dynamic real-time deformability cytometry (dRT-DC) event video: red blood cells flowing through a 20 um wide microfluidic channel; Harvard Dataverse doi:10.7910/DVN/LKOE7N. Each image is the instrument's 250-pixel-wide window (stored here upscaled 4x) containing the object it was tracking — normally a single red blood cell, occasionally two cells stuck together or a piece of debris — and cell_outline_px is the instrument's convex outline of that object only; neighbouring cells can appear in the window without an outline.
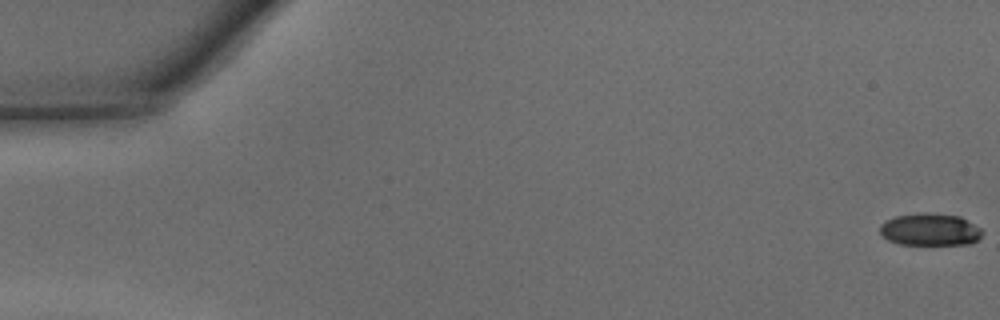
{"species": "common noctule bat (a hibernating species)", "species_latin": "Nyctalus noctula", "temperature_condition": "warm", "stored_images_in_passage": 47, "camera_frame_rate_fps": 3000, "um_per_image_px": 0.085, "animal": {"sex": "male", "body_mass_g": 15.6}, "frame": {"image": 1, "passage_image": 1, "time_ms": 0.0, "image_size_px": [1000, 320], "cell_outline_px": [[984, 232], [972, 244], [900, 244], [888, 240], [880, 236], [880, 224], [884, 220], [896, 216], [920, 212], [928, 212], [960, 216], [980, 228]], "centroid_in_image_um": [79.02, 19.5], "position_along_channel_um": 6.0, "area_um2": 19.42}}
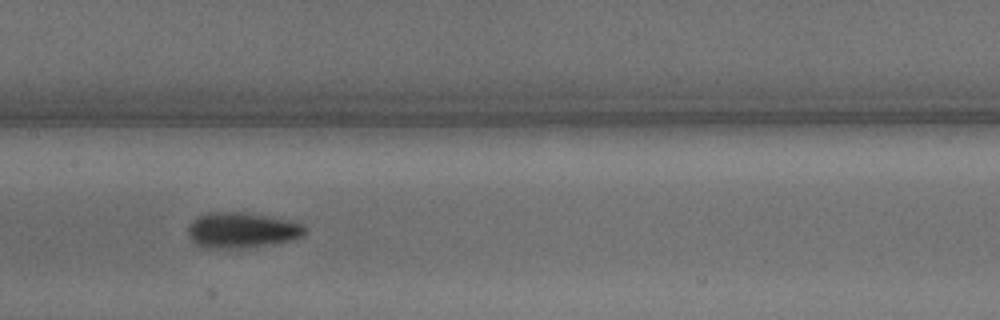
{"frame": {"image": 2, "passage_image": 24, "time_ms": 7.667, "image_size_px": [1000, 320], "cell_outline_px": [[308, 228], [304, 236], [292, 240], [264, 244], [220, 248], [204, 248], [196, 244], [188, 236], [188, 228], [200, 216], [208, 212], [244, 212], [292, 220], [304, 224]], "centroid_in_image_um": [20.61, 19.54], "position_along_channel_um": 186.8, "area_um2": 23.81}}
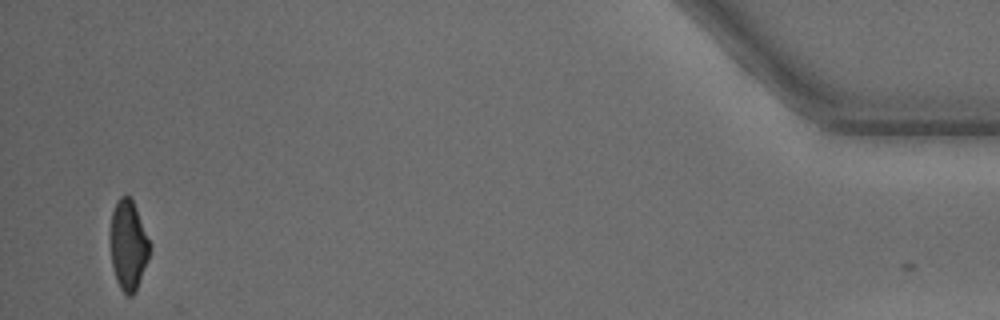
{"frame": {"image": 3, "passage_image": 46, "time_ms": 15.0, "image_size_px": [1000, 320], "cell_outline_px": [[152, 244], [148, 260], [136, 292], [132, 296], [128, 296], [120, 288], [116, 280], [112, 268], [108, 232], [112, 212], [116, 200], [120, 196], [128, 196], [132, 200], [136, 208]], "centroid_in_image_um": [10.89, 20.84], "position_along_channel_um": 424.3, "area_um2": 21.33}, "authors_computed_cell_mechanics": {"area_um2": 21.9062, "velocity_mm_per_s": 4.3637, "shape_relaxation_time_tau1_ms": 2.0446, "shape_relaxation_time_tau2_ms": 2.3962, "deformation_change_tau1": 0.1258, "deformation_change_tau2": 0.0766}}